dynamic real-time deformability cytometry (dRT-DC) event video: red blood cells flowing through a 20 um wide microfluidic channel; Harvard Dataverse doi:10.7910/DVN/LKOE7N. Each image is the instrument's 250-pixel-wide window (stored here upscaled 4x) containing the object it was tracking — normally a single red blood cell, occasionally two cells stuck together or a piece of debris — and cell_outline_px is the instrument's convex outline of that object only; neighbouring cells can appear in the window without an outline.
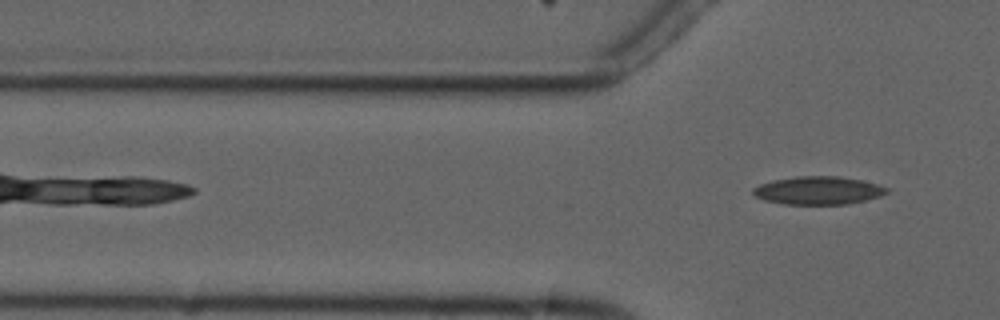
{"species": "common noctule bat (a hibernating species)", "species_latin": "Nyctalus noctula", "temperature_condition": "cold", "stored_images_in_passage": 4, "camera_frame_rate_fps": 3000, "um_per_image_px": 0.085, "animal": {"sex": "male", "forearm_length_mm": 52.5}, "frame": {"image": 1, "passage_image": 4, "time_ms": 4.0, "image_size_px": [1000, 320], "cell_outline_px": [[888, 192], [880, 196], [848, 204], [784, 204], [764, 200], [756, 196], [752, 192], [752, 188], [760, 184], [772, 180], [796, 176], [840, 176], [860, 180], [876, 184], [888, 188]], "centroid_in_image_um": [69.52, 16.18], "position_along_channel_um": 56.3, "area_um2": 21.79}}